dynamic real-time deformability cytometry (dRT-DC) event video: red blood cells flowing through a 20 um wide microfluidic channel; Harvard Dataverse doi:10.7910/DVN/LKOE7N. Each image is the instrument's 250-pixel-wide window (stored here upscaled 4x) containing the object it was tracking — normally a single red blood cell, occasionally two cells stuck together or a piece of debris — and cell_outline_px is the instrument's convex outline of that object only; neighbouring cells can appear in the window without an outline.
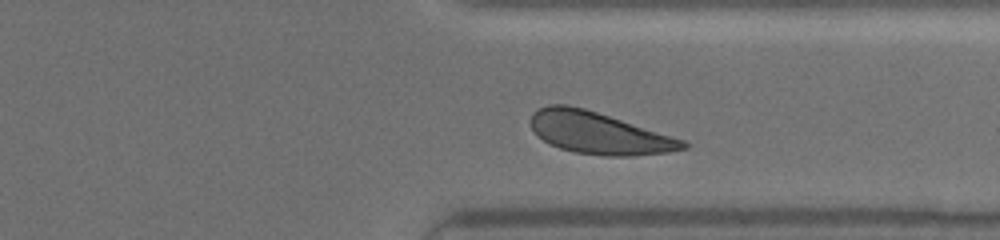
{"species": "human", "species_latin": "Homo sapiens", "temperature_condition": "warm", "stored_images_in_passage": 32, "camera_frame_rate_fps": 3000, "um_per_image_px": 0.085, "donor": {"sex": "male"}, "frame": {"image": 1, "passage_image": 28, "time_ms": 9.0, "image_size_px": [1000, 240], "cell_outline_px": [[688, 148], [668, 152], [632, 156], [604, 156], [572, 152], [560, 148], [544, 140], [532, 128], [528, 120], [532, 112], [548, 104], [568, 104], [584, 108], [684, 140], [688, 144]], "centroid_in_image_um": [50.86, 11.3], "position_along_channel_um": 360.5, "area_um2": 36.93}}